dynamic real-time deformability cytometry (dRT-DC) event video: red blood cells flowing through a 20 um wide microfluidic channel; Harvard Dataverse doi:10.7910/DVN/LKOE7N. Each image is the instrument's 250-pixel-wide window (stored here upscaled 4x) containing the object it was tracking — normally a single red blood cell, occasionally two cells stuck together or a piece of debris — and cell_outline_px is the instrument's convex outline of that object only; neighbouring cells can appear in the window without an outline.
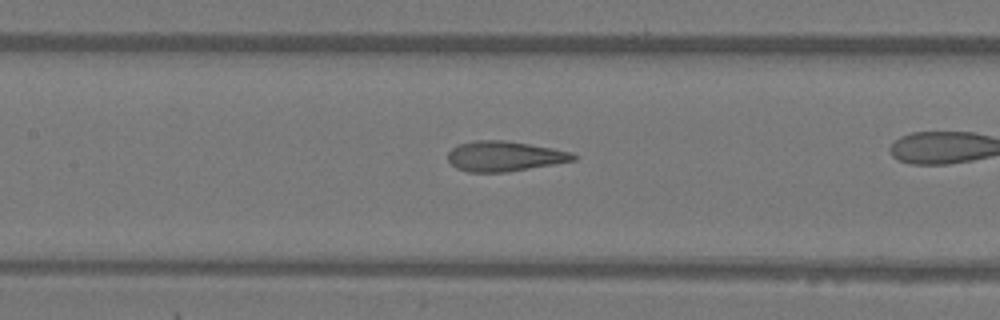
{"species": "Egyptian fruit bat (a non-hibernating species)", "species_latin": "Rousettus aegyptiacus", "temperature_condition": "warm", "stored_images_in_passage": 39, "camera_frame_rate_fps": 3000, "um_per_image_px": 0.085, "animal": {"sex": "female"}, "frame": {"image": 1, "passage_image": 23, "time_ms": 7.333, "image_size_px": [1000, 320], "cell_outline_px": [[576, 160], [508, 172], [468, 172], [456, 168], [448, 160], [448, 152], [452, 148], [460, 144], [476, 140], [504, 140], [552, 148], [572, 152], [576, 156]], "centroid_in_image_um": [42.87, 13.28], "position_along_channel_um": 164.5, "area_um2": 21.91}}